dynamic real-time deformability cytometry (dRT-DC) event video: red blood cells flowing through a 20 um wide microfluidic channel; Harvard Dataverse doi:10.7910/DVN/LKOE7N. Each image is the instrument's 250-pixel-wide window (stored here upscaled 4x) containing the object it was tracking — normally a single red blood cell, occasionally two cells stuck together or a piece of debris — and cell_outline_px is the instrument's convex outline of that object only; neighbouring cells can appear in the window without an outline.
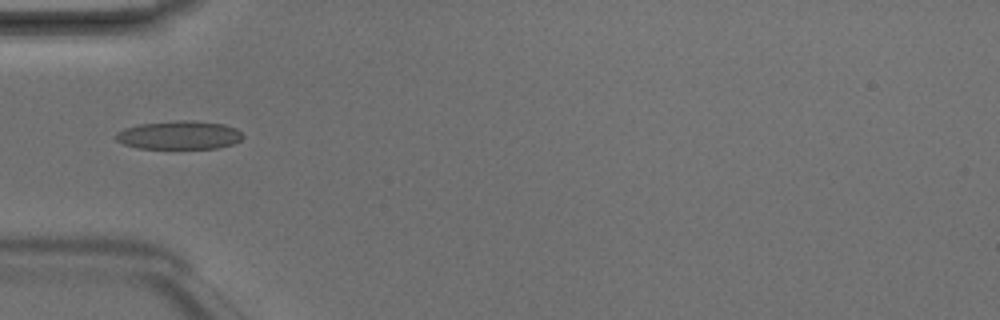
{"species": "Egyptian fruit bat (a non-hibernating species)", "species_latin": "Rousettus aegyptiacus", "temperature_condition": "room temperature", "stored_images_in_passage": 5, "camera_frame_rate_fps": 3000, "um_per_image_px": 0.085, "animal": {"sex": "male"}, "frame": {"image": 1, "passage_image": 4, "time_ms": 1.0, "image_size_px": [1000, 320], "cell_outline_px": [[244, 136], [240, 140], [232, 144], [216, 148], [136, 148], [124, 144], [116, 140], [116, 132], [124, 128], [140, 124], [176, 120], [192, 120], [224, 124], [236, 128]], "centroid_in_image_um": [15.22, 11.47], "position_along_channel_um": 69.8, "area_um2": 21.04}}